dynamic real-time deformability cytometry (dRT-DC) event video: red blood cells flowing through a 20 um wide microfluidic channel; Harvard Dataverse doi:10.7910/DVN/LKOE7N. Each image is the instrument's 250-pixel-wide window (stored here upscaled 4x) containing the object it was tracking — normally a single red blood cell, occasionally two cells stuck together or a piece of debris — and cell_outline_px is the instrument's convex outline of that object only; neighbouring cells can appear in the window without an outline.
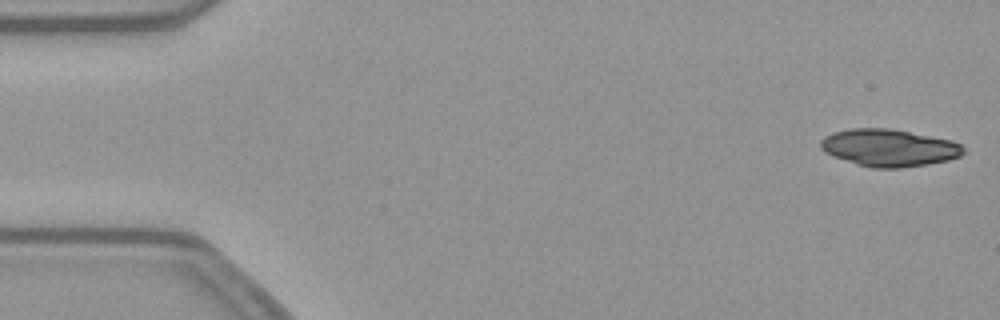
{"species": "common noctule bat (a hibernating species)", "species_latin": "Nyctalus noctula", "temperature_condition": "warm", "stored_images_in_passage": 52, "camera_frame_rate_fps": 3000, "um_per_image_px": 0.085, "animal": {"sex": "female", "body_mass_g": 21.9}, "frame": {"image": 1, "passage_image": 1, "time_ms": 0.0, "image_size_px": [1000, 320], "cell_outline_px": [[964, 152], [960, 156], [948, 160], [928, 164], [900, 168], [872, 168], [856, 164], [832, 156], [824, 152], [820, 148], [820, 140], [824, 136], [832, 132], [852, 128], [888, 128], [952, 140], [960, 144], [964, 148]], "centroid_in_image_um": [75.53, 12.56], "position_along_channel_um": 9.5, "area_um2": 31.1}}